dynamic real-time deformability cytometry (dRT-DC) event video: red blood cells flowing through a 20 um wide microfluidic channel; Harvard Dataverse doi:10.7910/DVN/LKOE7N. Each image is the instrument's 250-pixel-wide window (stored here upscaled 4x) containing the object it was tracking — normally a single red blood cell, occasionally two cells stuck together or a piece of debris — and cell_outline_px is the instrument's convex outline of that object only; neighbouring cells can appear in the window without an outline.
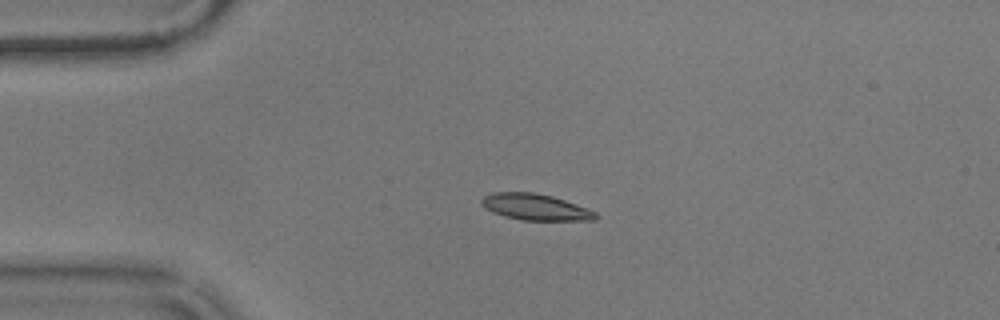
{"species": "common noctule bat (a hibernating species)", "species_latin": "Nyctalus noctula", "temperature_condition": "warm", "stored_images_in_passage": 9, "camera_frame_rate_fps": 3000, "um_per_image_px": 0.085, "animal": {"sex": "male", "body_mass_g": 17.9}, "frame": {"image": 1, "passage_image": 1, "time_ms": 0.0, "image_size_px": [1000, 320], "cell_outline_px": [[600, 216], [596, 220], [524, 220], [504, 216], [492, 212], [480, 204], [480, 200], [484, 196], [492, 192], [536, 192], [552, 196], [588, 208], [596, 212]], "centroid_in_image_um": [45.51, 17.59], "position_along_channel_um": 39.5, "area_um2": 17.57}}